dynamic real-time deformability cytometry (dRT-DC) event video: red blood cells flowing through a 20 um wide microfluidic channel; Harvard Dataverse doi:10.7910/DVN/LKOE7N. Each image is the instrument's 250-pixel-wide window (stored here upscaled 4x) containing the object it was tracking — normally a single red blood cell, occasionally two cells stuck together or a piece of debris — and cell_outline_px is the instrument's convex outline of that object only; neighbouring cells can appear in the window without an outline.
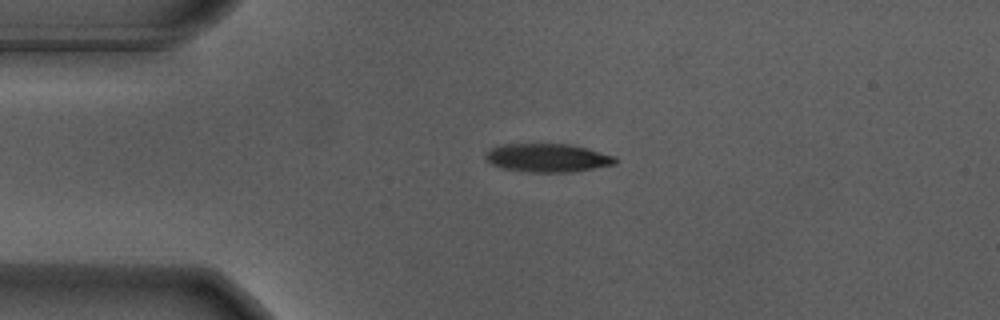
{"species": "Egyptian fruit bat (a non-hibernating species)", "species_latin": "Rousettus aegyptiacus", "temperature_condition": "warm", "stored_images_in_passage": 28, "camera_frame_rate_fps": 3000, "um_per_image_px": 0.085, "animal": {"sex": "male"}, "frame": {"image": 1, "passage_image": 1, "time_ms": 0.0, "image_size_px": [1000, 320], "cell_outline_px": [[616, 164], [572, 172], [532, 172], [504, 168], [492, 164], [484, 156], [492, 148], [500, 144], [568, 144], [616, 156]], "centroid_in_image_um": [46.56, 13.41], "position_along_channel_um": 38.4, "area_um2": 21.15}}
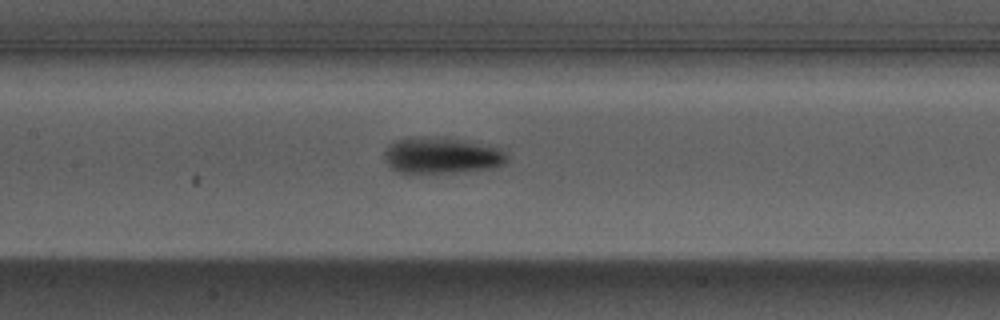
{"frame": {"image": 2, "passage_image": 14, "time_ms": 4.333, "image_size_px": [1000, 320], "cell_outline_px": [[508, 160], [504, 164], [488, 168], [452, 172], [396, 172], [384, 160], [384, 152], [388, 144], [396, 140], [408, 136], [444, 136], [504, 148], [508, 156]], "centroid_in_image_um": [37.53, 13.16], "position_along_channel_um": 169.9, "area_um2": 26.3}}
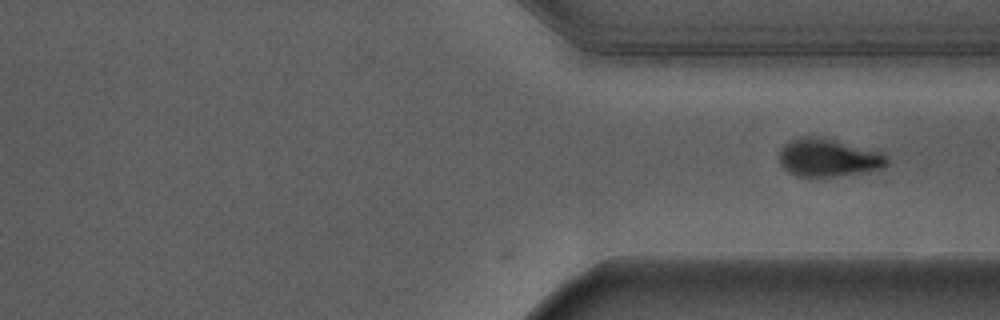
{"frame": {"image": 3, "passage_image": 28, "time_ms": 9.0, "image_size_px": [1000, 320], "cell_outline_px": [[888, 164], [884, 168], [812, 180], [796, 176], [788, 172], [780, 164], [780, 148], [788, 140], [804, 136], [812, 136], [832, 140], [876, 152], [888, 156]], "centroid_in_image_um": [70.31, 13.45], "position_along_channel_um": 341.1, "area_um2": 23.81}}